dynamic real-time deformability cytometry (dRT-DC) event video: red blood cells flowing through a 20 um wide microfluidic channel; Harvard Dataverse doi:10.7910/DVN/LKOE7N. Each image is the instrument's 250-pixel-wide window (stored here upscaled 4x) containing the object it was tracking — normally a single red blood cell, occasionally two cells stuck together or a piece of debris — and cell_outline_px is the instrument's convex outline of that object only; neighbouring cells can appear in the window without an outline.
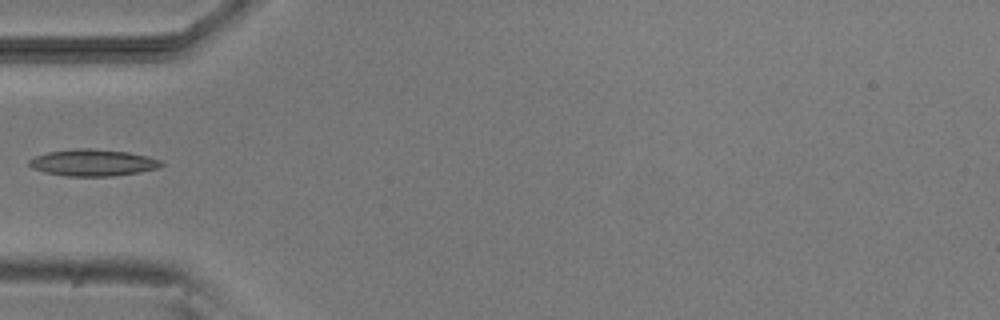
{"species": "common noctule bat (a hibernating species)", "species_latin": "Nyctalus noctula", "temperature_condition": "room temperature", "stored_images_in_passage": 4, "camera_frame_rate_fps": 3000, "um_per_image_px": 0.085, "animal": {"sex": "male", "body_mass_g": 20.5, "forearm_length_mm": 52.5}, "frame": {"image": 1, "passage_image": 4, "time_ms": 3.333, "image_size_px": [1000, 320], "cell_outline_px": [[164, 164], [160, 168], [140, 172], [112, 176], [68, 176], [44, 172], [32, 168], [28, 164], [28, 160], [36, 156], [48, 152], [72, 148], [92, 148], [128, 152], [148, 156], [160, 160]], "centroid_in_image_um": [7.91, 13.82], "position_along_channel_um": 77.1, "area_um2": 20.69}}